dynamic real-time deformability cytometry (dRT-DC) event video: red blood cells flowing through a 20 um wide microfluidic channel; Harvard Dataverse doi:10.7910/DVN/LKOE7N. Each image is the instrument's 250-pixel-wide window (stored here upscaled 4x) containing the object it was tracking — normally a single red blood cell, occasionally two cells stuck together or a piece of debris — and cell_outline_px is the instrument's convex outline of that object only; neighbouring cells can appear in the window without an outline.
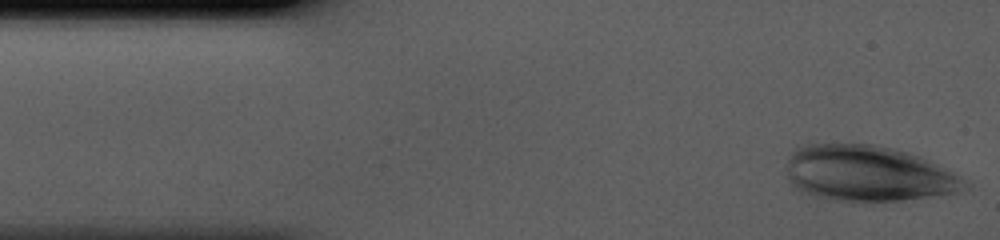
{"species": "human", "species_latin": "Homo sapiens", "temperature_condition": "cold", "stored_images_in_passage": 36, "camera_frame_rate_fps": 3000, "um_per_image_px": 0.085, "donor": {"sex": "male"}, "frame": {"image": 1, "passage_image": 1, "time_ms": 0.0, "image_size_px": [1000, 240], "cell_outline_px": [[968, 188], [960, 192], [904, 200], [860, 204], [828, 200], [804, 192], [796, 188], [788, 180], [788, 156], [796, 148], [808, 144], [872, 144], [892, 148], [916, 156], [952, 172], [960, 176], [968, 184]], "centroid_in_image_um": [73.75, 14.79], "position_along_channel_um": 11.3, "area_um2": 58.2}}
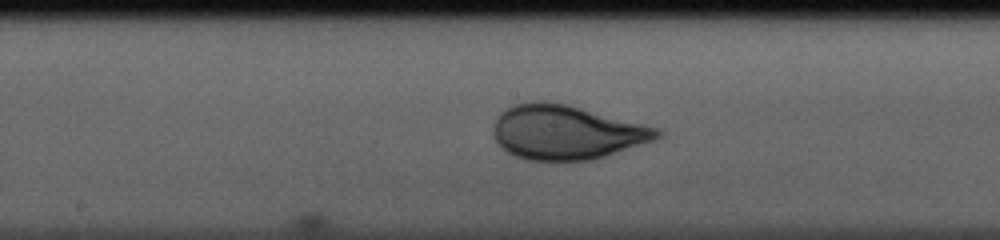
{"frame": {"image": 2, "passage_image": 20, "time_ms": 6.333, "image_size_px": [1000, 240], "cell_outline_px": [[664, 136], [656, 140], [592, 160], [528, 160], [516, 156], [508, 152], [496, 144], [492, 136], [492, 124], [496, 116], [500, 112], [512, 104], [532, 100], [544, 100], [564, 104], [660, 128], [664, 132]], "centroid_in_image_um": [48.1, 11.23], "position_along_channel_um": 200.1, "area_um2": 52.31}}
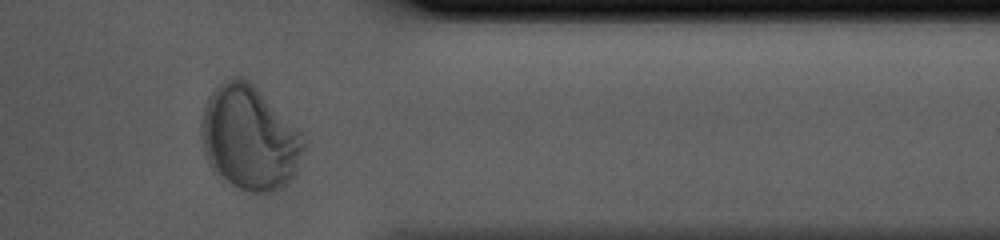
{"frame": {"image": 3, "passage_image": 34, "time_ms": 11.0, "image_size_px": [1000, 240], "cell_outline_px": [[308, 144], [296, 176], [272, 192], [252, 192], [240, 188], [232, 184], [216, 172], [208, 164], [204, 152], [200, 136], [200, 124], [204, 104], [208, 96], [224, 80], [232, 76], [240, 76], [248, 80], [304, 136]], "centroid_in_image_um": [21.2, 11.73], "position_along_channel_um": 390.2, "area_um2": 62.25}}